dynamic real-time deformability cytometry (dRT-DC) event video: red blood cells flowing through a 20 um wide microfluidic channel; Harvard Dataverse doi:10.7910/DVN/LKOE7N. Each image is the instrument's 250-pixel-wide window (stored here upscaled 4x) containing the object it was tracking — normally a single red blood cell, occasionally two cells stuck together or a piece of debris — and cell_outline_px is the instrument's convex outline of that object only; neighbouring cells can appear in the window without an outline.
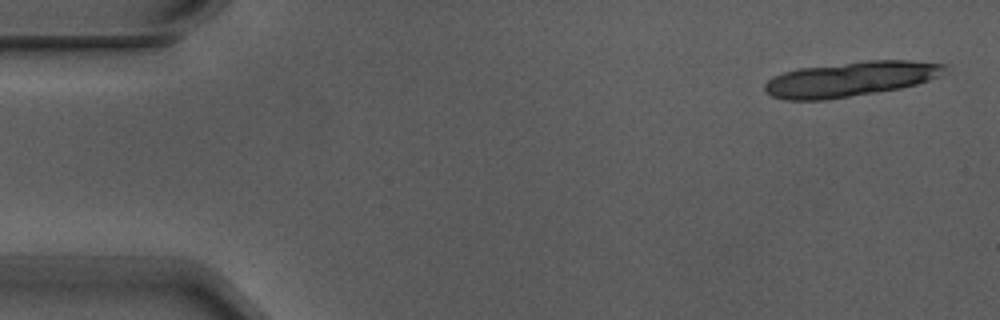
{"species": "Egyptian fruit bat (a non-hibernating species)", "species_latin": "Rousettus aegyptiacus", "temperature_condition": "warm", "stored_images_in_passage": 5, "camera_frame_rate_fps": 3000, "um_per_image_px": 0.085, "animal": {"sex": "male"}, "frame": {"image": 1, "passage_image": 1, "time_ms": 0.0, "image_size_px": [1000, 320], "cell_outline_px": [[944, 68], [936, 76], [928, 80], [916, 84], [900, 88], [828, 100], [788, 100], [772, 96], [764, 88], [764, 84], [772, 76], [784, 72], [800, 68], [864, 60], [908, 60], [944, 64]], "centroid_in_image_um": [72.22, 6.72], "position_along_channel_um": 12.8, "area_um2": 36.24}}